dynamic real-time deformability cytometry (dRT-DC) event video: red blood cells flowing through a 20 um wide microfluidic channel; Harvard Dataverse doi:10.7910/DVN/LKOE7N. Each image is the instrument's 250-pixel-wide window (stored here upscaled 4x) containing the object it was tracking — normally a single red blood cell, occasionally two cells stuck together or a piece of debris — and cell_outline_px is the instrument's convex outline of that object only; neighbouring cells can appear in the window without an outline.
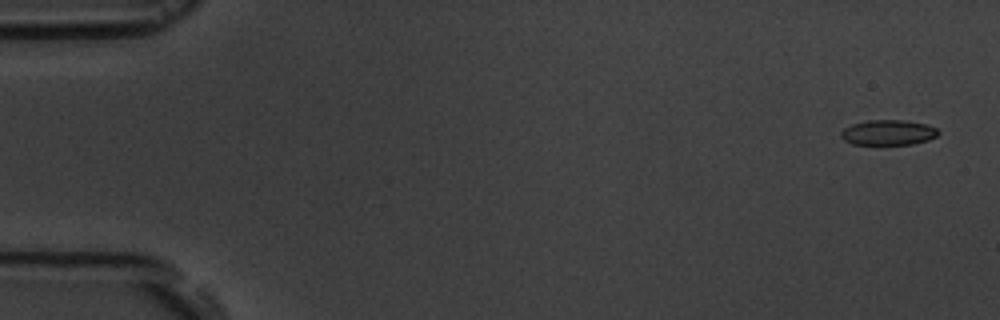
{"species": "common noctule bat (a hibernating species)", "species_latin": "Nyctalus noctula", "temperature_condition": "room temperature", "stored_images_in_passage": 5, "camera_frame_rate_fps": 3000, "um_per_image_px": 0.085, "animal": {"sex": "male", "body_mass_g": 19.5, "forearm_length_mm": 54.6}, "frame": {"image": 1, "passage_image": 1, "time_ms": 0.0, "image_size_px": [1000, 320], "cell_outline_px": [[940, 132], [936, 136], [928, 140], [912, 144], [852, 144], [844, 140], [840, 136], [840, 132], [844, 128], [852, 124], [868, 120], [904, 120], [928, 124], [936, 128]], "centroid_in_image_um": [75.5, 11.26], "position_along_channel_um": 9.5, "area_um2": 14.33}}
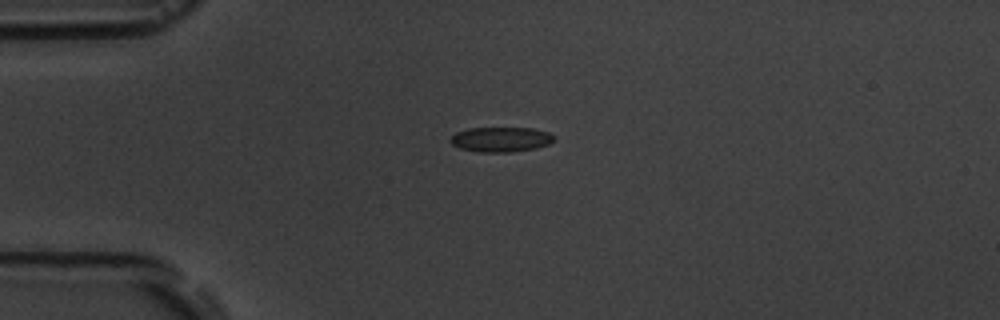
{"frame": {"image": 2, "passage_image": 4, "time_ms": 4.0, "image_size_px": [1000, 320], "cell_outline_px": [[556, 140], [548, 144], [536, 148], [512, 152], [480, 152], [460, 148], [452, 144], [448, 140], [456, 132], [468, 128], [532, 128], [548, 132], [556, 136]], "centroid_in_image_um": [42.59, 11.85], "position_along_channel_um": 42.4, "area_um2": 15.14}}